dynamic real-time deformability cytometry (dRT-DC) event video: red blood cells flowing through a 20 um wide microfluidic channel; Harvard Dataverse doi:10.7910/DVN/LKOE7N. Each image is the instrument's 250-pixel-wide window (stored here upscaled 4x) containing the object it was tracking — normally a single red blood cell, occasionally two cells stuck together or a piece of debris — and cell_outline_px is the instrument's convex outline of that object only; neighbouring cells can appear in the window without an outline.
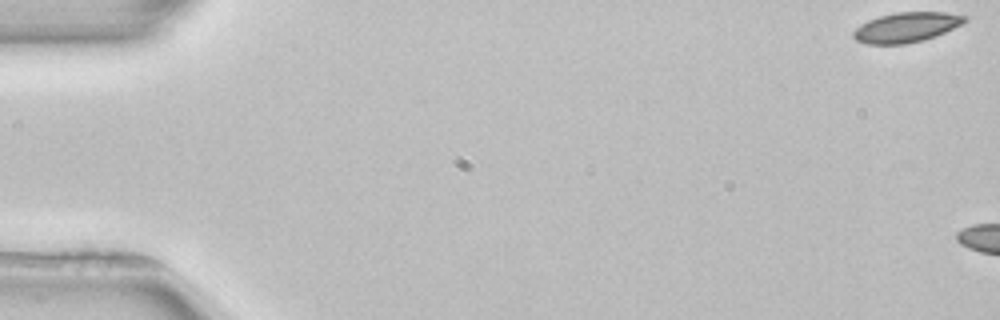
{"species": "common noctule bat (a hibernating species)", "species_latin": "Nyctalus noctula", "temperature_condition": "room temperature", "stored_images_in_passage": 6, "camera_frame_rate_fps": 3000, "um_per_image_px": 0.085, "animal": {"sex": "female", "body_mass_g": 22.7, "forearm_length_mm": 54.2}, "frame": {"image": 1, "passage_image": 1, "time_ms": 0.0, "image_size_px": [1000, 320], "cell_outline_px": [[968, 20], [936, 36], [924, 40], [904, 44], [868, 44], [856, 40], [852, 36], [852, 32], [860, 24], [868, 20], [880, 16], [896, 12], [944, 12], [968, 16]], "centroid_in_image_um": [77.02, 2.32], "position_along_channel_um": 8.0, "area_um2": 19.36}}